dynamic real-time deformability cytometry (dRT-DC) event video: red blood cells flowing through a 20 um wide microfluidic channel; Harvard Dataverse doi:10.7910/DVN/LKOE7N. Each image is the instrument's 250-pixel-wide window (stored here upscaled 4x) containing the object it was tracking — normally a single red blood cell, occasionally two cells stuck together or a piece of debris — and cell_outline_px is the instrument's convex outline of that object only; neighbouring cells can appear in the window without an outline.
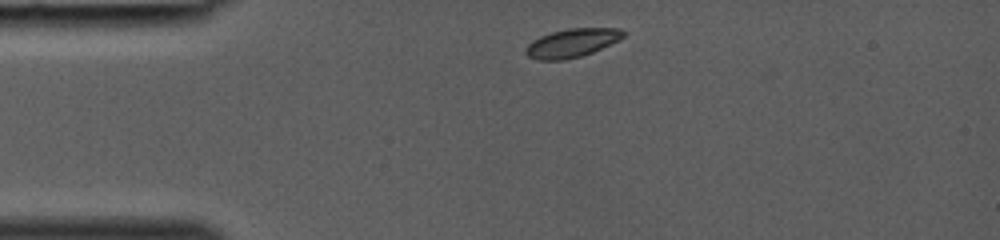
{"species": "common noctule bat (a hibernating species)", "species_latin": "Nyctalus noctula", "temperature_condition": "room temperature", "stored_images_in_passage": 28, "camera_frame_rate_fps": 3000, "um_per_image_px": 0.085, "animal": {"sex": "female", "body_mass_g": 19.0, "forearm_length_mm": 53.3}, "frame": {"image": 1, "passage_image": 1, "time_ms": 0.0, "image_size_px": [1000, 240], "cell_outline_px": [[628, 32], [620, 40], [592, 52], [580, 56], [564, 60], [540, 60], [528, 56], [524, 52], [524, 48], [532, 40], [540, 36], [552, 32], [568, 28], [620, 28]], "centroid_in_image_um": [48.63, 3.64], "position_along_channel_um": 36.4, "area_um2": 16.36}}
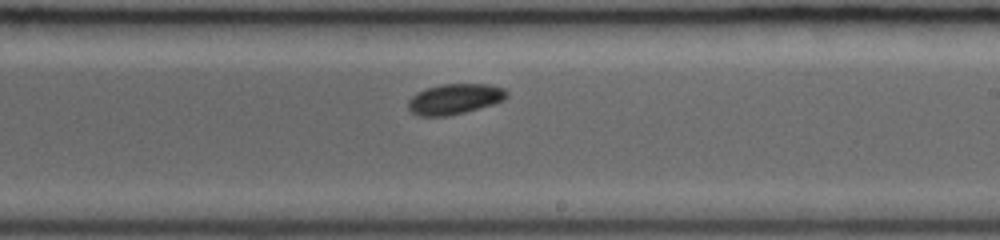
{"frame": {"image": 2, "passage_image": 16, "time_ms": 5.0, "image_size_px": [1000, 240], "cell_outline_px": [[508, 96], [504, 100], [492, 104], [464, 112], [448, 116], [420, 116], [412, 112], [408, 108], [408, 100], [412, 96], [428, 88], [440, 84], [488, 84], [504, 88], [508, 92]], "centroid_in_image_um": [38.66, 8.41], "position_along_channel_um": 250.3, "area_um2": 17.34}}
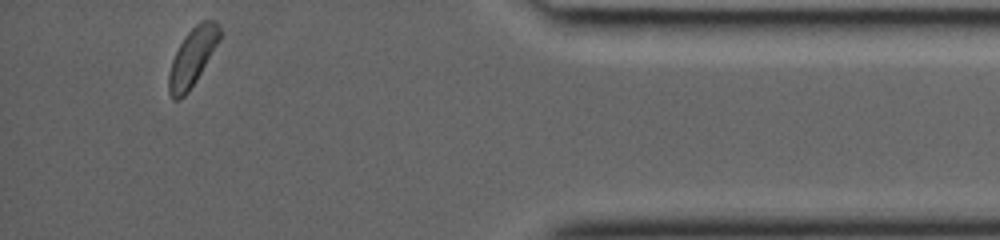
{"frame": {"image": 3, "passage_image": 28, "time_ms": 9.0, "image_size_px": [1000, 240], "cell_outline_px": [[220, 40], [196, 80], [188, 92], [180, 100], [172, 100], [168, 92], [168, 76], [172, 60], [180, 44], [188, 32], [200, 20], [216, 20], [220, 24]], "centroid_in_image_um": [16.36, 4.86], "position_along_channel_um": 418.8, "area_um2": 17.11}}